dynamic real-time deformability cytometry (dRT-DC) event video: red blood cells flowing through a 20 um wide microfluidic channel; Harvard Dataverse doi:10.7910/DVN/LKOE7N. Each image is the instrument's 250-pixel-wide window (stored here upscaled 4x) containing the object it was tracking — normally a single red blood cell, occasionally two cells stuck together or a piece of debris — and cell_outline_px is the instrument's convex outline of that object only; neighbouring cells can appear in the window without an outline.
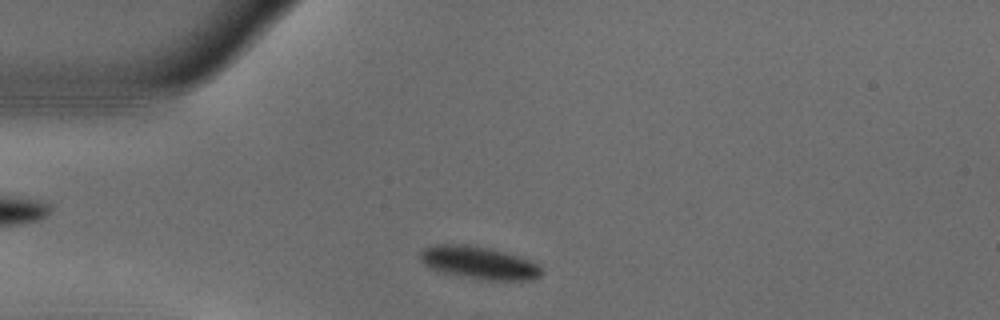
{"species": "common noctule bat (a hibernating species)", "species_latin": "Nyctalus noctula", "temperature_condition": "warm", "stored_images_in_passage": 44, "camera_frame_rate_fps": 3000, "um_per_image_px": 0.085, "animal": {"sex": "male", "body_mass_g": 18.8}, "frame": {"image": 1, "passage_image": 3, "time_ms": 0.667, "image_size_px": [1000, 320], "cell_outline_px": [[540, 276], [532, 280], [488, 280], [464, 276], [444, 272], [432, 268], [424, 264], [420, 260], [420, 252], [424, 248], [436, 244], [464, 244], [488, 248], [516, 256], [528, 260], [536, 264], [540, 268]], "centroid_in_image_um": [40.67, 22.33], "position_along_channel_um": 44.3, "area_um2": 22.48}}
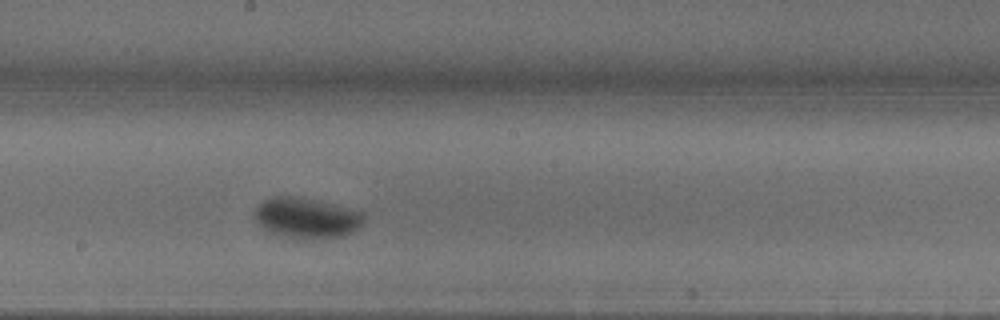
{"frame": {"image": 2, "passage_image": 19, "time_ms": 6.0, "image_size_px": [1000, 320], "cell_outline_px": [[364, 224], [360, 228], [352, 232], [340, 236], [324, 240], [312, 240], [284, 236], [272, 232], [264, 228], [256, 220], [256, 208], [264, 200], [272, 196], [300, 196], [352, 208], [364, 212]], "centroid_in_image_um": [26.14, 18.52], "position_along_channel_um": 222.1, "area_um2": 26.13}}
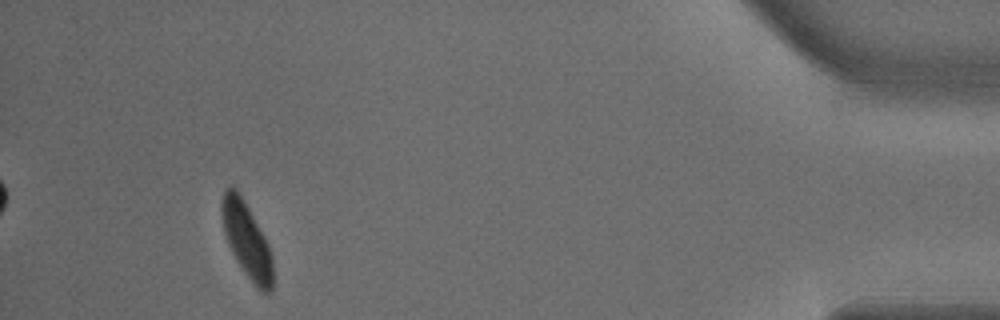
{"frame": {"image": 3, "passage_image": 40, "time_ms": 13.0, "image_size_px": [1000, 320], "cell_outline_px": [[272, 288], [268, 292], [260, 292], [244, 272], [236, 260], [228, 244], [224, 232], [220, 212], [220, 200], [224, 188], [232, 184], [236, 188], [244, 200], [264, 236], [268, 244], [272, 256]], "centroid_in_image_um": [20.92, 20.34], "position_along_channel_um": 414.3, "area_um2": 22.48}, "authors_computed_cell_mechanics": {"area_um2": 24.5072, "velocity_mm_per_s": 3.6806, "shape_relaxation_time_tau1_ms": 4.1754, "shape_relaxation_time_tau2_ms": null, "deformation_change_tau1": 0.1502, "deformation_change_tau2": null}}